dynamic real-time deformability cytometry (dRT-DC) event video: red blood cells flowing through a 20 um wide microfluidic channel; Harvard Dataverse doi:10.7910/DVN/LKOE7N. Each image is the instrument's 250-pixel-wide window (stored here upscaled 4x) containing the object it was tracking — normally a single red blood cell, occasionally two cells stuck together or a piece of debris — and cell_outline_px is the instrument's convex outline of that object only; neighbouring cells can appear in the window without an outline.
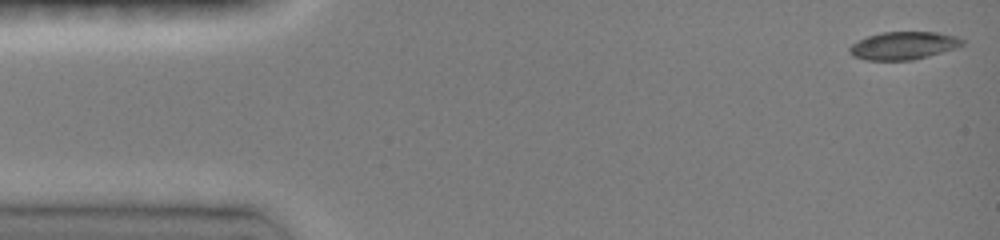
{"species": "common noctule bat (a hibernating species)", "species_latin": "Nyctalus noctula", "temperature_condition": "room temperature", "stored_images_in_passage": 45, "camera_frame_rate_fps": 3000, "um_per_image_px": 0.085, "animal": {"sex": "female", "body_mass_g": 19.0, "forearm_length_mm": 51.5}, "frame": {"image": 1, "passage_image": 1, "time_ms": 0.0, "image_size_px": [1000, 240], "cell_outline_px": [[964, 44], [956, 48], [928, 56], [912, 60], [864, 60], [852, 56], [848, 52], [848, 48], [852, 44], [868, 36], [884, 32], [936, 32], [956, 36], [964, 40]], "centroid_in_image_um": [76.78, 3.88], "position_along_channel_um": 8.2, "area_um2": 18.26}}
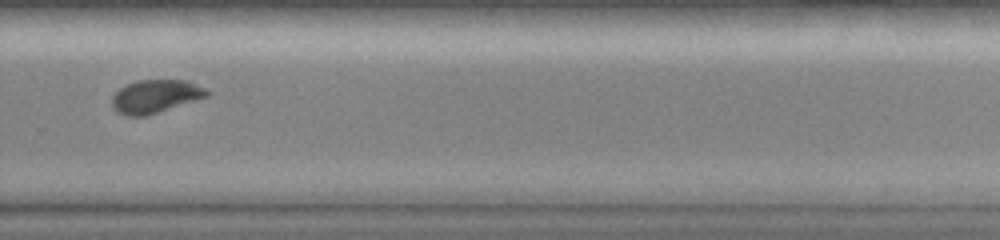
{"frame": {"image": 2, "passage_image": 32, "time_ms": 10.333, "image_size_px": [1000, 240], "cell_outline_px": [[208, 96], [144, 116], [128, 116], [116, 112], [112, 104], [112, 96], [120, 88], [136, 80], [188, 80], [204, 88], [208, 92]], "centroid_in_image_um": [13.18, 8.18], "position_along_channel_um": 316.6, "area_um2": 18.03}}
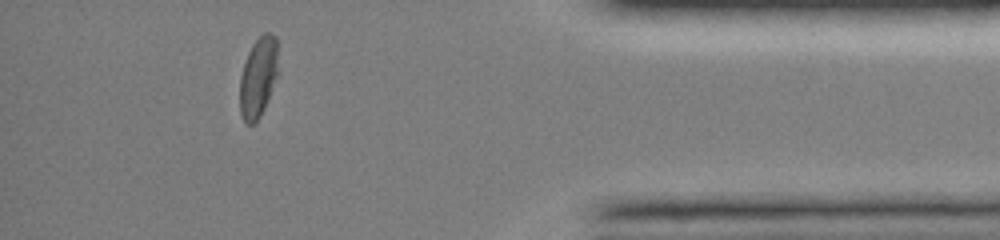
{"frame": {"image": 3, "passage_image": 41, "time_ms": 13.333, "image_size_px": [1000, 240], "cell_outline_px": [[276, 76], [264, 108], [260, 116], [252, 124], [248, 124], [244, 120], [240, 112], [240, 76], [248, 52], [252, 44], [264, 32], [272, 32], [276, 36]], "centroid_in_image_um": [21.92, 6.53], "position_along_channel_um": 413.3, "area_um2": 17.4}, "authors_computed_cell_mechanics": {"area_um2": 18.6116, "velocity_mm_per_s": 4.1164, "shape_relaxation_time_tau1_ms": 5.303, "shape_relaxation_time_tau2_ms": 3.1061, "deformation_change_tau1": 0.1579, "deformation_change_tau2": 0.0329}}